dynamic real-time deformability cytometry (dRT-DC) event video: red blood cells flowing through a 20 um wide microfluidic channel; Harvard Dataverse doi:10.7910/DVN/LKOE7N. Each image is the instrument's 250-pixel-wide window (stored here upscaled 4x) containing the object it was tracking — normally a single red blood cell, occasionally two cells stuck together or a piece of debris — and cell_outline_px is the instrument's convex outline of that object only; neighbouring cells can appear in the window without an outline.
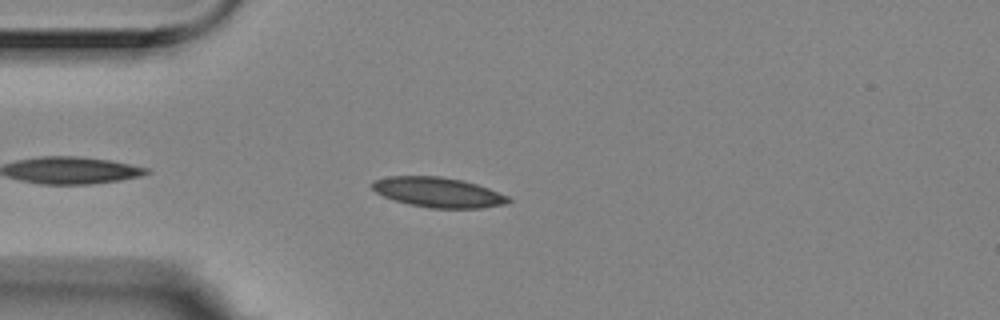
{"species": "Egyptian fruit bat (a non-hibernating species)", "species_latin": "Rousettus aegyptiacus", "temperature_condition": "room temperature", "stored_images_in_passage": 31, "camera_frame_rate_fps": 3000, "um_per_image_px": 0.085, "animal": {"sex": "female"}, "frame": {"image": 1, "passage_image": 5, "time_ms": 1.333, "image_size_px": [1000, 320], "cell_outline_px": [[512, 200], [504, 204], [480, 208], [432, 208], [408, 204], [384, 196], [376, 192], [372, 188], [372, 184], [376, 180], [388, 176], [440, 176], [460, 180], [476, 184], [488, 188], [508, 196]], "centroid_in_image_um": [37.25, 16.35], "position_along_channel_um": 47.8, "area_um2": 23.47}}
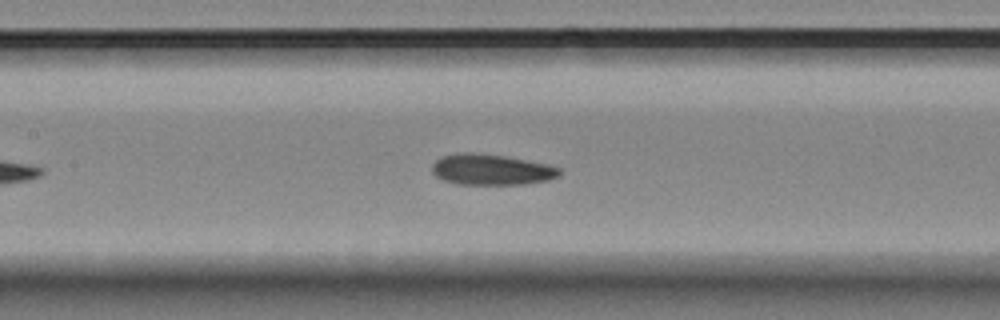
{"frame": {"image": 2, "passage_image": 16, "time_ms": 5.0, "image_size_px": [1000, 320], "cell_outline_px": [[560, 176], [548, 180], [524, 184], [456, 184], [444, 180], [436, 176], [432, 172], [432, 164], [440, 156], [460, 152], [476, 152], [504, 156], [548, 164], [560, 168]], "centroid_in_image_um": [41.74, 14.41], "position_along_channel_um": 165.7, "area_um2": 23.0}}
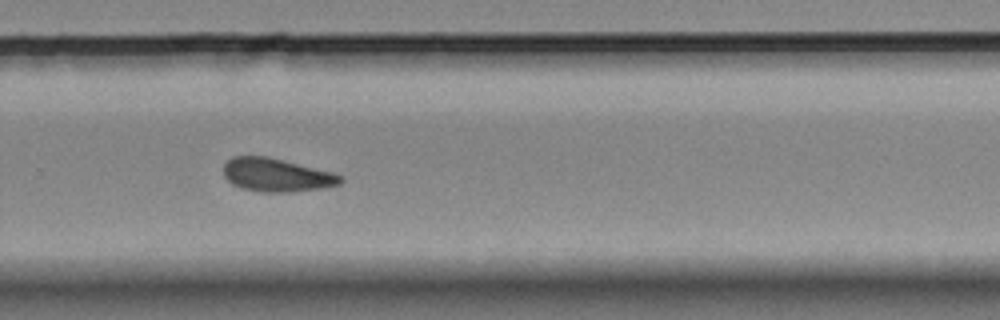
{"frame": {"image": 3, "passage_image": 28, "time_ms": 9.0, "image_size_px": [1000, 320], "cell_outline_px": [[344, 180], [340, 184], [320, 188], [292, 192], [260, 192], [244, 188], [232, 184], [224, 176], [224, 164], [232, 156], [268, 156], [332, 172], [344, 176]], "centroid_in_image_um": [23.52, 14.87], "position_along_channel_um": 306.3, "area_um2": 22.72}}